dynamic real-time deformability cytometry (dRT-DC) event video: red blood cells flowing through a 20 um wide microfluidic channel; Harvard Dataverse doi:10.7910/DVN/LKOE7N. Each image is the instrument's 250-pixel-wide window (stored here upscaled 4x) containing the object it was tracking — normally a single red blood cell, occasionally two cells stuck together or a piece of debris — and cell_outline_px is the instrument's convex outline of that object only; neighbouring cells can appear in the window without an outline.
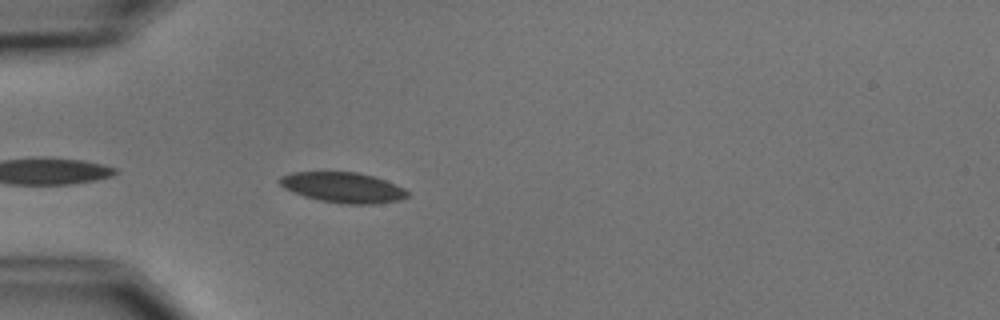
{"species": "common noctule bat (a hibernating species)", "species_latin": "Nyctalus noctula", "temperature_condition": "cold", "stored_images_in_passage": 4, "camera_frame_rate_fps": 3000, "um_per_image_px": 0.085, "animal": {"sex": "male", "body_mass_g": 15.6}, "frame": {"image": 1, "passage_image": 4, "time_ms": 4.333, "image_size_px": [1000, 320], "cell_outline_px": [[408, 196], [400, 200], [376, 204], [344, 204], [320, 200], [304, 196], [292, 192], [284, 188], [276, 180], [280, 176], [292, 172], [356, 172], [372, 176], [396, 184], [404, 188], [408, 192]], "centroid_in_image_um": [29.13, 15.94], "position_along_channel_um": 55.9, "area_um2": 22.66}}